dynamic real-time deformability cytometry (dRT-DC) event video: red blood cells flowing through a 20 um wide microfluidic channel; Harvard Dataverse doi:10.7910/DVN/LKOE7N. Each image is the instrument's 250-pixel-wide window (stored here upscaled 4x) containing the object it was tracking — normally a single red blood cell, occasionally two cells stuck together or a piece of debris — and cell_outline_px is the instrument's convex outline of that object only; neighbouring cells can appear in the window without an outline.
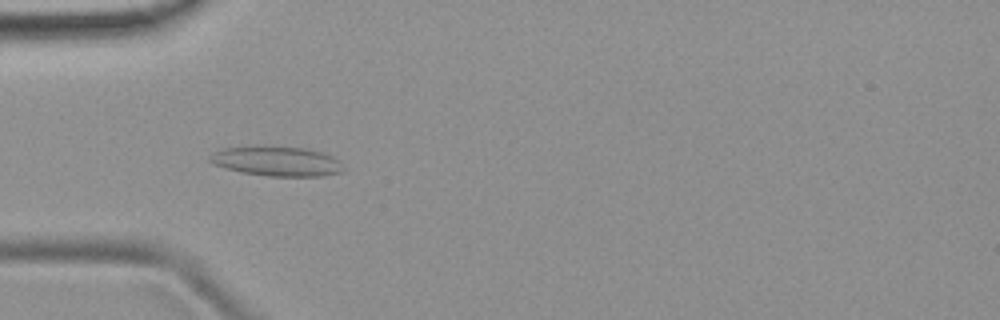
{"species": "common noctule bat (a hibernating species)", "species_latin": "Nyctalus noctula", "temperature_condition": "room temperature", "stored_images_in_passage": 40, "camera_frame_rate_fps": 3000, "um_per_image_px": 0.085, "animal": {"sex": "female", "body_mass_g": 19.9}, "frame": {"image": 1, "passage_image": 12, "time_ms": 3.667, "image_size_px": [1000, 320], "cell_outline_px": [[344, 172], [320, 176], [268, 176], [240, 172], [224, 168], [212, 164], [208, 160], [208, 156], [212, 152], [224, 148], [264, 144], [304, 148], [324, 152], [340, 160], [344, 168]], "centroid_in_image_um": [23.5, 13.68], "position_along_channel_um": 61.5, "area_um2": 23.93}}
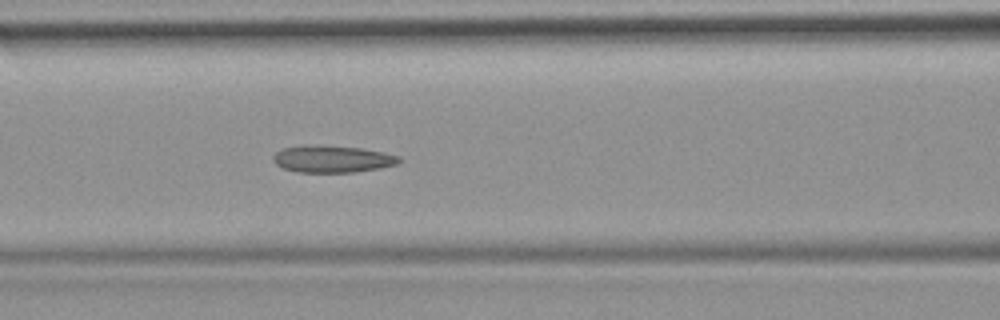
{"frame": {"image": 2, "passage_image": 18, "time_ms": 5.667, "image_size_px": [1000, 320], "cell_outline_px": [[400, 160], [396, 164], [380, 168], [356, 172], [296, 172], [284, 168], [276, 164], [272, 160], [272, 156], [276, 152], [284, 148], [360, 148], [384, 152], [400, 156]], "centroid_in_image_um": [28.3, 13.57], "position_along_channel_um": 138.3, "area_um2": 18.73}}
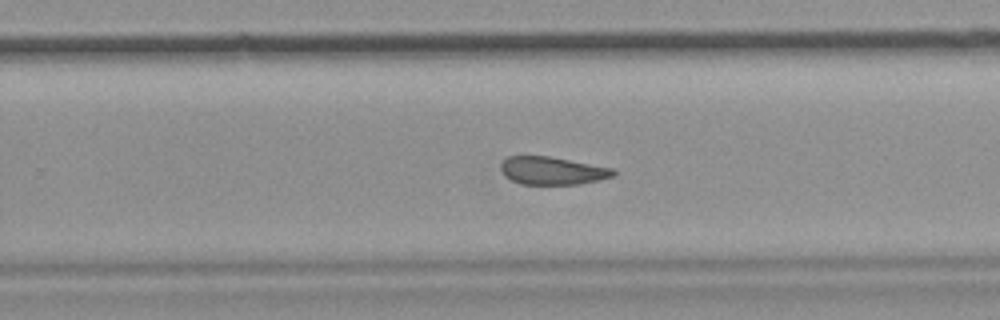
{"frame": {"image": 3, "passage_image": 29, "time_ms": 9.333, "image_size_px": [1000, 320], "cell_outline_px": [[616, 176], [600, 180], [580, 184], [520, 184], [504, 176], [500, 168], [500, 164], [508, 156], [552, 156], [616, 168]], "centroid_in_image_um": [47.01, 14.5], "position_along_channel_um": 282.8, "area_um2": 18.67}, "authors_computed_cell_mechanics": {"area_um2": 19.7965, "velocity_mm_per_s": 3.9564, "shape_relaxation_time_tau1_ms": null, "shape_relaxation_time_tau2_ms": 7.8207, "deformation_change_tau1": null, "deformation_change_tau2": 0.1548}}